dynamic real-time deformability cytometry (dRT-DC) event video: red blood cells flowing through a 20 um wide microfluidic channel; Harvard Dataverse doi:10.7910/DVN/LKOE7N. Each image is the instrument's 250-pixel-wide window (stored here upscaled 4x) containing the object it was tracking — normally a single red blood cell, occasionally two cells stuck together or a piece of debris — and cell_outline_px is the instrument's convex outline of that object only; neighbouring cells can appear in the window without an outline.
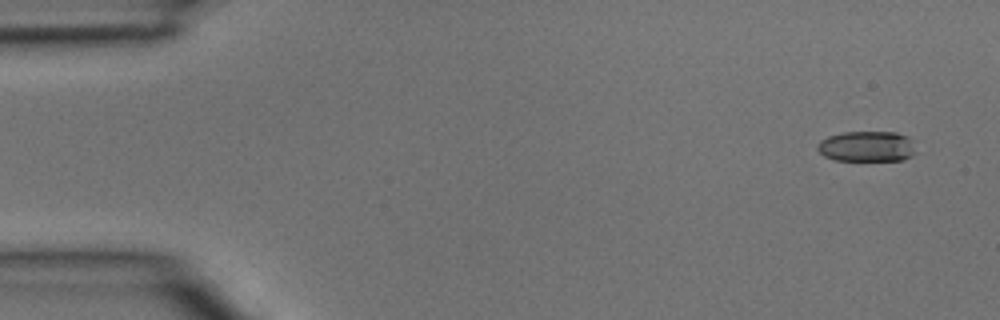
{"species": "common noctule bat (a hibernating species)", "species_latin": "Nyctalus noctula", "temperature_condition": "room temperature", "stored_images_in_passage": 5, "segment_of_instrument_passage": [1, 2], "camera_frame_rate_fps": 3000, "um_per_image_px": 0.085, "animal": {"sex": "male", "body_mass_g": 15.6}, "frame": {"image": 1, "passage_image": 1, "time_ms": 0.0, "image_size_px": [1000, 320], "cell_outline_px": [[916, 152], [912, 156], [904, 160], [832, 160], [824, 156], [816, 148], [816, 144], [820, 140], [828, 136], [844, 132], [896, 132], [908, 136], [912, 140]], "centroid_in_image_um": [73.68, 12.44], "position_along_channel_um": 11.3, "area_um2": 17.74}}
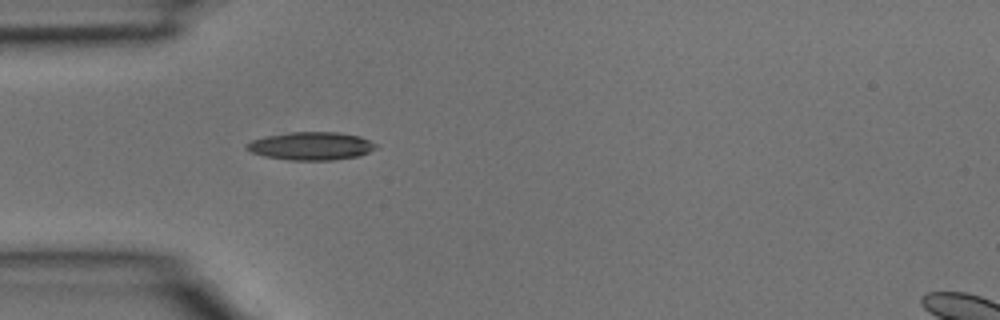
{"frame": {"image": 2, "passage_image": 4, "time_ms": 1.0, "image_size_px": [1000, 320], "cell_outline_px": [[380, 144], [376, 148], [360, 156], [332, 160], [292, 160], [264, 156], [252, 152], [244, 148], [244, 144], [252, 140], [264, 136], [292, 132], [336, 132], [360, 136]], "centroid_in_image_um": [26.46, 12.4], "position_along_channel_um": 58.5, "area_um2": 21.27}}